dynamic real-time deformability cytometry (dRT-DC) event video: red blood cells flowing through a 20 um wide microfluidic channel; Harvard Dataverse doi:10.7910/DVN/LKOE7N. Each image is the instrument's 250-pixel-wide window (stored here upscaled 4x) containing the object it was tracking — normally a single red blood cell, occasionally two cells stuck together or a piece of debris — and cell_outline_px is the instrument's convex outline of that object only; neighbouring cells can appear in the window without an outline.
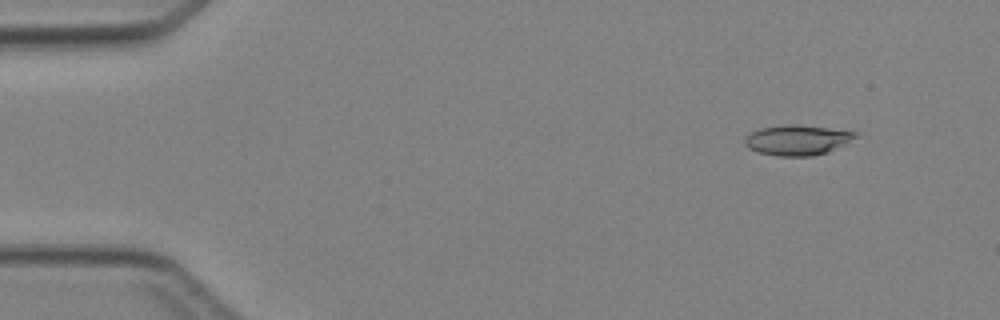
{"species": "Egyptian fruit bat (a non-hibernating species)", "species_latin": "Rousettus aegyptiacus", "temperature_condition": "cold", "stored_images_in_passage": 6, "camera_frame_rate_fps": 3000, "um_per_image_px": 0.085, "animal": {"sex": "female"}, "frame": {"image": 1, "passage_image": 2, "time_ms": 1.0, "image_size_px": [1000, 320], "cell_outline_px": [[860, 136], [828, 152], [812, 156], [776, 156], [760, 152], [748, 148], [744, 144], [744, 136], [760, 128], [784, 124], [796, 124], [860, 132]], "centroid_in_image_um": [67.78, 11.89], "position_along_channel_um": 17.2, "area_um2": 19.65}}
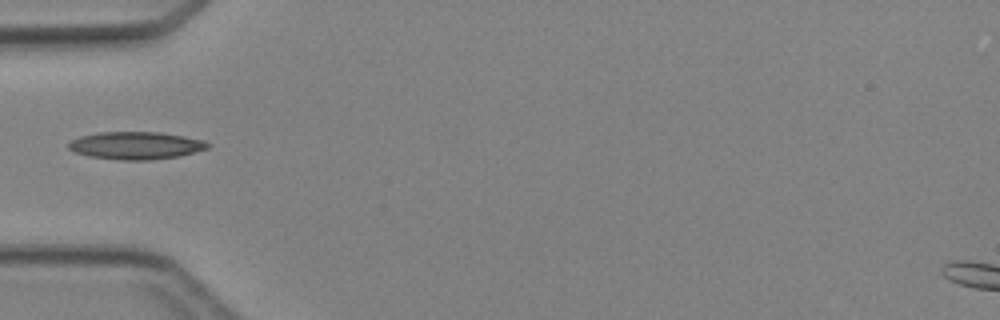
{"frame": {"image": 2, "passage_image": 5, "time_ms": 4.667, "image_size_px": [1000, 320], "cell_outline_px": [[212, 144], [208, 148], [176, 156], [148, 160], [120, 160], [88, 156], [76, 152], [68, 148], [68, 144], [72, 140], [80, 136], [100, 132], [160, 132], [184, 136], [204, 140]], "centroid_in_image_um": [11.54, 12.36], "position_along_channel_um": 73.5, "area_um2": 22.2}}
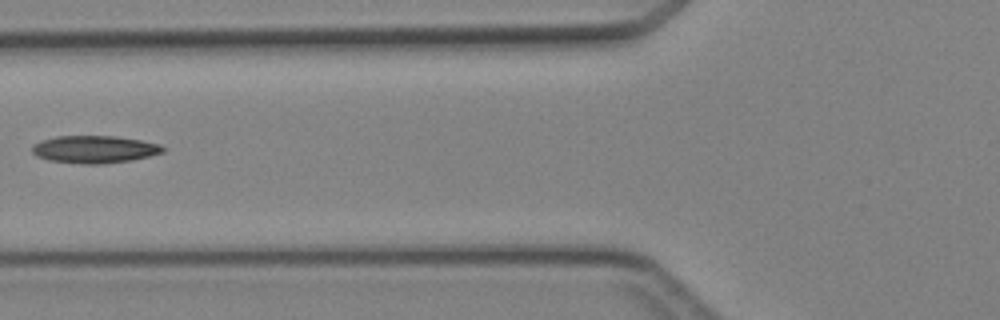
{"frame": {"image": 3, "passage_image": 6, "time_ms": 5.667, "image_size_px": [1000, 320], "cell_outline_px": [[164, 152], [132, 160], [100, 164], [84, 164], [48, 160], [36, 156], [32, 152], [32, 144], [56, 136], [116, 136], [140, 140], [160, 144], [164, 148]], "centroid_in_image_um": [8.02, 12.69], "position_along_channel_um": 117.8, "area_um2": 20.87}}